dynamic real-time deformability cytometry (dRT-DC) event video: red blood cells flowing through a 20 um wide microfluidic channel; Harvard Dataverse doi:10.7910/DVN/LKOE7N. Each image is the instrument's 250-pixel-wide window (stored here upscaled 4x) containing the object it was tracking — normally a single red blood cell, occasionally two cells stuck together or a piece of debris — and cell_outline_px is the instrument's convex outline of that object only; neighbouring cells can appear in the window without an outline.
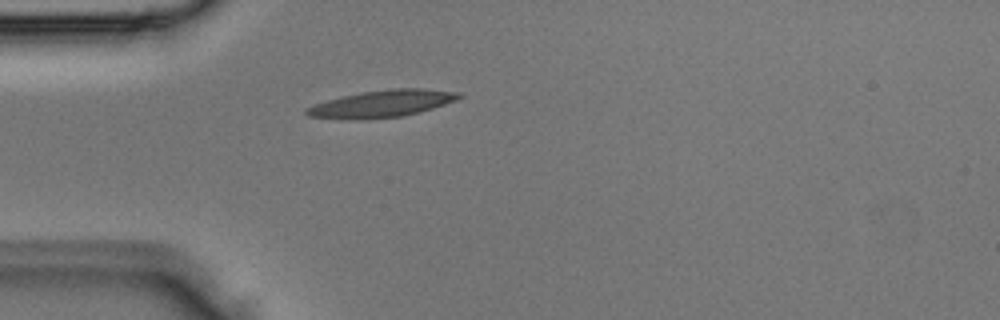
{"species": "Egyptian fruit bat (a non-hibernating species)", "species_latin": "Rousettus aegyptiacus", "temperature_condition": "room temperature", "stored_images_in_passage": 1, "camera_frame_rate_fps": 3000, "um_per_image_px": 0.085, "animal": {"sex": "male"}, "frame": {"image": 1, "passage_image": 1, "time_ms": 0.0, "image_size_px": [1000, 320], "cell_outline_px": [[464, 96], [456, 100], [432, 108], [400, 116], [352, 120], [308, 116], [304, 112], [304, 108], [328, 100], [360, 92], [396, 88], [420, 88], [460, 92]], "centroid_in_image_um": [32.46, 8.81], "position_along_channel_um": 52.5, "area_um2": 23.7}}